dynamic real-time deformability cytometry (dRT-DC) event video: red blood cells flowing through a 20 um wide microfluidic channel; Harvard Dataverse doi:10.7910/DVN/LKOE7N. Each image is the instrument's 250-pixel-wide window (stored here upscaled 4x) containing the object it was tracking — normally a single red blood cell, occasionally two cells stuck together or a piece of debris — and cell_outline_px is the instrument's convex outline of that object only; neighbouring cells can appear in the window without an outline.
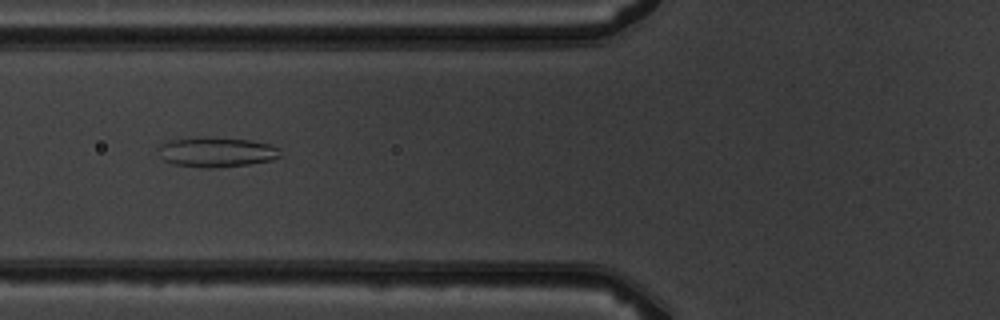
{"species": "common noctule bat (a hibernating species)", "species_latin": "Nyctalus noctula", "temperature_condition": "warm", "stored_images_in_passage": 4, "camera_frame_rate_fps": 3000, "um_per_image_px": 0.085, "animal": {"sex": "male", "body_mass_g": 19.5, "forearm_length_mm": 54.6}, "frame": {"image": 1, "passage_image": 4, "time_ms": 3.333, "image_size_px": [1000, 320], "cell_outline_px": [[280, 156], [272, 160], [248, 164], [212, 168], [200, 168], [172, 164], [164, 160], [160, 156], [156, 148], [160, 144], [172, 140], [196, 136], [248, 140], [268, 144], [280, 148]], "centroid_in_image_um": [18.34, 12.93], "position_along_channel_um": 107.5, "area_um2": 21.39}}